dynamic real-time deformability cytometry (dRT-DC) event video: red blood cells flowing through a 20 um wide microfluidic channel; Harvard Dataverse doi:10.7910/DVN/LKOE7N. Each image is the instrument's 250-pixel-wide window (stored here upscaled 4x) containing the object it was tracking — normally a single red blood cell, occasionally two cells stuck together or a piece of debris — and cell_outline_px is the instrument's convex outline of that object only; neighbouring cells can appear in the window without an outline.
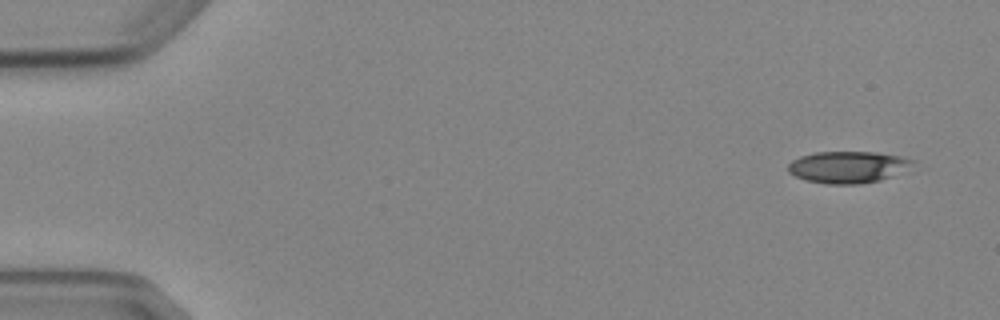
{"species": "Egyptian fruit bat (a non-hibernating species)", "species_latin": "Rousettus aegyptiacus", "temperature_condition": "cold", "stored_images_in_passage": 5, "segment_of_instrument_passage": [2, 2], "camera_frame_rate_fps": 3000, "um_per_image_px": 0.085, "animal": {"sex": "female"}, "frame": {"image": 1, "passage_image": 5, "time_ms": 4.667, "image_size_px": [1000, 320], "cell_outline_px": [[916, 160], [892, 176], [880, 180], [860, 184], [828, 184], [804, 180], [788, 172], [788, 164], [792, 160], [800, 156], [816, 152], [876, 152], [900, 156]], "centroid_in_image_um": [72.0, 14.2], "position_along_channel_um": 13.0, "area_um2": 22.83}}